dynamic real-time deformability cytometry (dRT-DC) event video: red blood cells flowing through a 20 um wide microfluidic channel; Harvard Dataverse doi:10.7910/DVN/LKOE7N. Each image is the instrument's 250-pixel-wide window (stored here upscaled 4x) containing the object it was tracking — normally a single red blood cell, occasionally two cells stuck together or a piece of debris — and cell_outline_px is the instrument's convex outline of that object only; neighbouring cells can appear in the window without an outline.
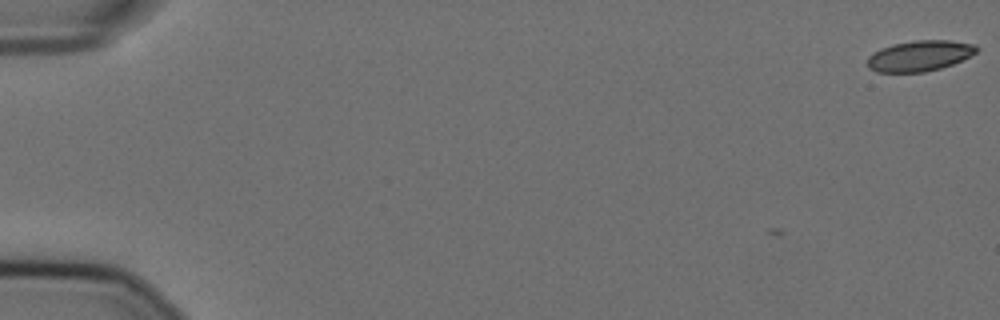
{"species": "Egyptian fruit bat (a non-hibernating species)", "species_latin": "Rousettus aegyptiacus", "temperature_condition": "cold", "stored_images_in_passage": 3, "camera_frame_rate_fps": 3000, "um_per_image_px": 0.085, "animal": {"sex": "female"}, "frame": {"image": 1, "passage_image": 1, "time_ms": 0.0, "image_size_px": [1000, 320], "cell_outline_px": [[980, 48], [976, 52], [952, 64], [940, 68], [924, 72], [876, 72], [868, 68], [868, 56], [880, 48], [892, 44], [916, 40], [948, 40], [976, 44]], "centroid_in_image_um": [78.15, 4.74], "position_along_channel_um": 6.8, "area_um2": 19.48}}